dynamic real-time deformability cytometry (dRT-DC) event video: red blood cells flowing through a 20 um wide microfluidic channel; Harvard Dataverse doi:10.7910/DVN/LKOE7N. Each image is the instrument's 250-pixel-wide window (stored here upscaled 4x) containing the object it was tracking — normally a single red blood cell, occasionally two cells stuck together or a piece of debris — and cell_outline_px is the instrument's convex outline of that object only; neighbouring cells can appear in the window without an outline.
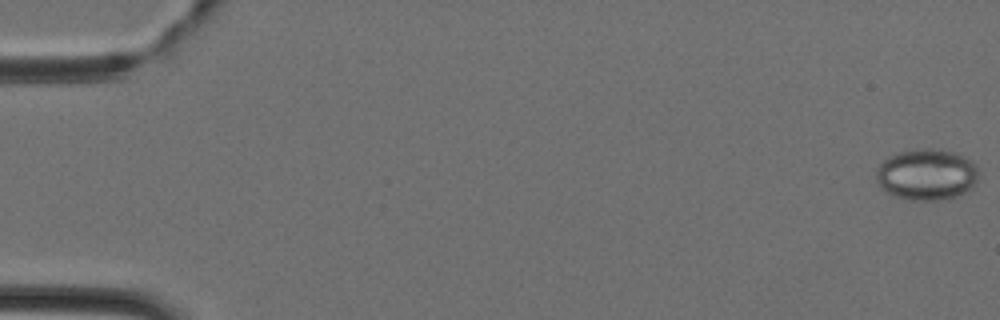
{"species": "Egyptian fruit bat (a non-hibernating species)", "species_latin": "Rousettus aegyptiacus", "temperature_condition": "cold", "stored_images_in_passage": 18, "camera_frame_rate_fps": 3000, "um_per_image_px": 0.085, "animal": {"sex": "female"}, "frame": {"image": 1, "passage_image": 1, "time_ms": 0.0, "image_size_px": [1000, 320], "cell_outline_px": [[976, 180], [964, 192], [956, 196], [940, 200], [912, 200], [896, 196], [880, 188], [876, 180], [876, 168], [888, 156], [896, 152], [916, 148], [928, 148], [952, 152], [964, 156], [972, 160], [976, 164]], "centroid_in_image_um": [78.71, 14.81], "position_along_channel_um": 6.3, "area_um2": 30.46}}